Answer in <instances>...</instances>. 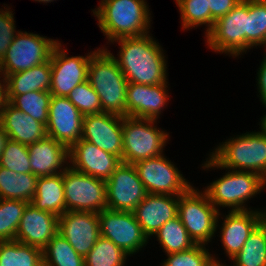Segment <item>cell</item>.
<instances>
[{
	"mask_svg": "<svg viewBox=\"0 0 266 266\" xmlns=\"http://www.w3.org/2000/svg\"><path fill=\"white\" fill-rule=\"evenodd\" d=\"M181 12L182 29H190L206 24V34L212 30V16L208 0H176Z\"/></svg>",
	"mask_w": 266,
	"mask_h": 266,
	"instance_id": "cell-36",
	"label": "cell"
},
{
	"mask_svg": "<svg viewBox=\"0 0 266 266\" xmlns=\"http://www.w3.org/2000/svg\"><path fill=\"white\" fill-rule=\"evenodd\" d=\"M167 84L168 82L158 85L128 82L126 116L157 120L170 97Z\"/></svg>",
	"mask_w": 266,
	"mask_h": 266,
	"instance_id": "cell-20",
	"label": "cell"
},
{
	"mask_svg": "<svg viewBox=\"0 0 266 266\" xmlns=\"http://www.w3.org/2000/svg\"><path fill=\"white\" fill-rule=\"evenodd\" d=\"M37 176L17 173L0 166V198L31 203L37 188Z\"/></svg>",
	"mask_w": 266,
	"mask_h": 266,
	"instance_id": "cell-27",
	"label": "cell"
},
{
	"mask_svg": "<svg viewBox=\"0 0 266 266\" xmlns=\"http://www.w3.org/2000/svg\"><path fill=\"white\" fill-rule=\"evenodd\" d=\"M43 266H85L72 245L57 232L42 250Z\"/></svg>",
	"mask_w": 266,
	"mask_h": 266,
	"instance_id": "cell-30",
	"label": "cell"
},
{
	"mask_svg": "<svg viewBox=\"0 0 266 266\" xmlns=\"http://www.w3.org/2000/svg\"><path fill=\"white\" fill-rule=\"evenodd\" d=\"M42 211L61 216L66 212L64 198L63 172L37 178L36 193L31 203Z\"/></svg>",
	"mask_w": 266,
	"mask_h": 266,
	"instance_id": "cell-25",
	"label": "cell"
},
{
	"mask_svg": "<svg viewBox=\"0 0 266 266\" xmlns=\"http://www.w3.org/2000/svg\"><path fill=\"white\" fill-rule=\"evenodd\" d=\"M83 118L81 112L67 97L51 96L46 125L48 137L70 149L82 138Z\"/></svg>",
	"mask_w": 266,
	"mask_h": 266,
	"instance_id": "cell-15",
	"label": "cell"
},
{
	"mask_svg": "<svg viewBox=\"0 0 266 266\" xmlns=\"http://www.w3.org/2000/svg\"><path fill=\"white\" fill-rule=\"evenodd\" d=\"M123 117L111 113L86 115L83 118V140L96 145L103 151L118 156L122 160Z\"/></svg>",
	"mask_w": 266,
	"mask_h": 266,
	"instance_id": "cell-16",
	"label": "cell"
},
{
	"mask_svg": "<svg viewBox=\"0 0 266 266\" xmlns=\"http://www.w3.org/2000/svg\"><path fill=\"white\" fill-rule=\"evenodd\" d=\"M179 196L147 194L132 211L147 238L178 216Z\"/></svg>",
	"mask_w": 266,
	"mask_h": 266,
	"instance_id": "cell-22",
	"label": "cell"
},
{
	"mask_svg": "<svg viewBox=\"0 0 266 266\" xmlns=\"http://www.w3.org/2000/svg\"><path fill=\"white\" fill-rule=\"evenodd\" d=\"M29 203L22 200L0 198V241H13Z\"/></svg>",
	"mask_w": 266,
	"mask_h": 266,
	"instance_id": "cell-35",
	"label": "cell"
},
{
	"mask_svg": "<svg viewBox=\"0 0 266 266\" xmlns=\"http://www.w3.org/2000/svg\"><path fill=\"white\" fill-rule=\"evenodd\" d=\"M66 211L99 213L107 208L106 181L76 171L69 166L63 171Z\"/></svg>",
	"mask_w": 266,
	"mask_h": 266,
	"instance_id": "cell-9",
	"label": "cell"
},
{
	"mask_svg": "<svg viewBox=\"0 0 266 266\" xmlns=\"http://www.w3.org/2000/svg\"><path fill=\"white\" fill-rule=\"evenodd\" d=\"M69 162L76 171L107 181L122 160L96 145L79 139L69 149Z\"/></svg>",
	"mask_w": 266,
	"mask_h": 266,
	"instance_id": "cell-18",
	"label": "cell"
},
{
	"mask_svg": "<svg viewBox=\"0 0 266 266\" xmlns=\"http://www.w3.org/2000/svg\"><path fill=\"white\" fill-rule=\"evenodd\" d=\"M147 191L133 164L121 163L106 181L107 209L132 212Z\"/></svg>",
	"mask_w": 266,
	"mask_h": 266,
	"instance_id": "cell-13",
	"label": "cell"
},
{
	"mask_svg": "<svg viewBox=\"0 0 266 266\" xmlns=\"http://www.w3.org/2000/svg\"><path fill=\"white\" fill-rule=\"evenodd\" d=\"M112 54L107 48L94 50L87 80L99 95L102 112L125 117L128 81Z\"/></svg>",
	"mask_w": 266,
	"mask_h": 266,
	"instance_id": "cell-4",
	"label": "cell"
},
{
	"mask_svg": "<svg viewBox=\"0 0 266 266\" xmlns=\"http://www.w3.org/2000/svg\"><path fill=\"white\" fill-rule=\"evenodd\" d=\"M52 73L51 62L6 77L7 95H21L32 91H49Z\"/></svg>",
	"mask_w": 266,
	"mask_h": 266,
	"instance_id": "cell-26",
	"label": "cell"
},
{
	"mask_svg": "<svg viewBox=\"0 0 266 266\" xmlns=\"http://www.w3.org/2000/svg\"><path fill=\"white\" fill-rule=\"evenodd\" d=\"M240 1L241 0H208L210 14L212 16V28L218 19L229 13Z\"/></svg>",
	"mask_w": 266,
	"mask_h": 266,
	"instance_id": "cell-41",
	"label": "cell"
},
{
	"mask_svg": "<svg viewBox=\"0 0 266 266\" xmlns=\"http://www.w3.org/2000/svg\"><path fill=\"white\" fill-rule=\"evenodd\" d=\"M266 47V0H248L247 50Z\"/></svg>",
	"mask_w": 266,
	"mask_h": 266,
	"instance_id": "cell-34",
	"label": "cell"
},
{
	"mask_svg": "<svg viewBox=\"0 0 266 266\" xmlns=\"http://www.w3.org/2000/svg\"><path fill=\"white\" fill-rule=\"evenodd\" d=\"M154 235L166 254L185 251L196 245L178 216L167 221Z\"/></svg>",
	"mask_w": 266,
	"mask_h": 266,
	"instance_id": "cell-31",
	"label": "cell"
},
{
	"mask_svg": "<svg viewBox=\"0 0 266 266\" xmlns=\"http://www.w3.org/2000/svg\"><path fill=\"white\" fill-rule=\"evenodd\" d=\"M209 266H226V265H223L222 262L220 263L219 260H217L215 257H213V261L210 263Z\"/></svg>",
	"mask_w": 266,
	"mask_h": 266,
	"instance_id": "cell-45",
	"label": "cell"
},
{
	"mask_svg": "<svg viewBox=\"0 0 266 266\" xmlns=\"http://www.w3.org/2000/svg\"><path fill=\"white\" fill-rule=\"evenodd\" d=\"M248 0H241L229 13L218 19L206 35L210 49L235 57L247 51ZM241 53V54H240Z\"/></svg>",
	"mask_w": 266,
	"mask_h": 266,
	"instance_id": "cell-10",
	"label": "cell"
},
{
	"mask_svg": "<svg viewBox=\"0 0 266 266\" xmlns=\"http://www.w3.org/2000/svg\"><path fill=\"white\" fill-rule=\"evenodd\" d=\"M0 166L17 173L32 174L27 145L9 139L0 155Z\"/></svg>",
	"mask_w": 266,
	"mask_h": 266,
	"instance_id": "cell-37",
	"label": "cell"
},
{
	"mask_svg": "<svg viewBox=\"0 0 266 266\" xmlns=\"http://www.w3.org/2000/svg\"><path fill=\"white\" fill-rule=\"evenodd\" d=\"M0 114L7 102L6 78L0 71Z\"/></svg>",
	"mask_w": 266,
	"mask_h": 266,
	"instance_id": "cell-43",
	"label": "cell"
},
{
	"mask_svg": "<svg viewBox=\"0 0 266 266\" xmlns=\"http://www.w3.org/2000/svg\"><path fill=\"white\" fill-rule=\"evenodd\" d=\"M0 266H43L42 250L16 240L0 241Z\"/></svg>",
	"mask_w": 266,
	"mask_h": 266,
	"instance_id": "cell-29",
	"label": "cell"
},
{
	"mask_svg": "<svg viewBox=\"0 0 266 266\" xmlns=\"http://www.w3.org/2000/svg\"><path fill=\"white\" fill-rule=\"evenodd\" d=\"M59 41L18 30L5 57L0 62V71L5 78L28 70L50 60L52 51Z\"/></svg>",
	"mask_w": 266,
	"mask_h": 266,
	"instance_id": "cell-8",
	"label": "cell"
},
{
	"mask_svg": "<svg viewBox=\"0 0 266 266\" xmlns=\"http://www.w3.org/2000/svg\"><path fill=\"white\" fill-rule=\"evenodd\" d=\"M59 217L28 204L21 218L15 240L43 250L58 232Z\"/></svg>",
	"mask_w": 266,
	"mask_h": 266,
	"instance_id": "cell-21",
	"label": "cell"
},
{
	"mask_svg": "<svg viewBox=\"0 0 266 266\" xmlns=\"http://www.w3.org/2000/svg\"><path fill=\"white\" fill-rule=\"evenodd\" d=\"M266 218V212L257 210L229 211L225 216L221 229V244L226 256L232 259L241 251L252 231Z\"/></svg>",
	"mask_w": 266,
	"mask_h": 266,
	"instance_id": "cell-19",
	"label": "cell"
},
{
	"mask_svg": "<svg viewBox=\"0 0 266 266\" xmlns=\"http://www.w3.org/2000/svg\"><path fill=\"white\" fill-rule=\"evenodd\" d=\"M12 12L9 7L5 11L0 9V62L5 57L14 37L18 34V31L17 33L15 31L14 14Z\"/></svg>",
	"mask_w": 266,
	"mask_h": 266,
	"instance_id": "cell-40",
	"label": "cell"
},
{
	"mask_svg": "<svg viewBox=\"0 0 266 266\" xmlns=\"http://www.w3.org/2000/svg\"><path fill=\"white\" fill-rule=\"evenodd\" d=\"M128 256L110 239L100 236L84 261L85 266H124Z\"/></svg>",
	"mask_w": 266,
	"mask_h": 266,
	"instance_id": "cell-33",
	"label": "cell"
},
{
	"mask_svg": "<svg viewBox=\"0 0 266 266\" xmlns=\"http://www.w3.org/2000/svg\"><path fill=\"white\" fill-rule=\"evenodd\" d=\"M61 43H57L52 51L51 62V85L52 96L67 97L68 94L80 83L87 80L88 67L93 52L86 56L67 57Z\"/></svg>",
	"mask_w": 266,
	"mask_h": 266,
	"instance_id": "cell-14",
	"label": "cell"
},
{
	"mask_svg": "<svg viewBox=\"0 0 266 266\" xmlns=\"http://www.w3.org/2000/svg\"><path fill=\"white\" fill-rule=\"evenodd\" d=\"M0 125L9 139L29 145L46 138V125L6 102L1 114Z\"/></svg>",
	"mask_w": 266,
	"mask_h": 266,
	"instance_id": "cell-24",
	"label": "cell"
},
{
	"mask_svg": "<svg viewBox=\"0 0 266 266\" xmlns=\"http://www.w3.org/2000/svg\"><path fill=\"white\" fill-rule=\"evenodd\" d=\"M260 125L266 131V114L263 117H261Z\"/></svg>",
	"mask_w": 266,
	"mask_h": 266,
	"instance_id": "cell-46",
	"label": "cell"
},
{
	"mask_svg": "<svg viewBox=\"0 0 266 266\" xmlns=\"http://www.w3.org/2000/svg\"><path fill=\"white\" fill-rule=\"evenodd\" d=\"M220 211L203 191L191 187L179 195L178 217L196 244H208L217 231Z\"/></svg>",
	"mask_w": 266,
	"mask_h": 266,
	"instance_id": "cell-7",
	"label": "cell"
},
{
	"mask_svg": "<svg viewBox=\"0 0 266 266\" xmlns=\"http://www.w3.org/2000/svg\"><path fill=\"white\" fill-rule=\"evenodd\" d=\"M114 42H118L120 51L117 54L119 57L112 56L128 82L143 85L167 82L164 50L150 34L121 38Z\"/></svg>",
	"mask_w": 266,
	"mask_h": 266,
	"instance_id": "cell-1",
	"label": "cell"
},
{
	"mask_svg": "<svg viewBox=\"0 0 266 266\" xmlns=\"http://www.w3.org/2000/svg\"><path fill=\"white\" fill-rule=\"evenodd\" d=\"M266 180L254 172L229 170L218 180L204 189L211 204L232 208L230 210H248L245 203L265 188Z\"/></svg>",
	"mask_w": 266,
	"mask_h": 266,
	"instance_id": "cell-6",
	"label": "cell"
},
{
	"mask_svg": "<svg viewBox=\"0 0 266 266\" xmlns=\"http://www.w3.org/2000/svg\"><path fill=\"white\" fill-rule=\"evenodd\" d=\"M58 232L85 257L100 237L98 213L66 211L59 216Z\"/></svg>",
	"mask_w": 266,
	"mask_h": 266,
	"instance_id": "cell-17",
	"label": "cell"
},
{
	"mask_svg": "<svg viewBox=\"0 0 266 266\" xmlns=\"http://www.w3.org/2000/svg\"><path fill=\"white\" fill-rule=\"evenodd\" d=\"M51 96L49 91H32L21 95H7V101L35 120L47 125Z\"/></svg>",
	"mask_w": 266,
	"mask_h": 266,
	"instance_id": "cell-32",
	"label": "cell"
},
{
	"mask_svg": "<svg viewBox=\"0 0 266 266\" xmlns=\"http://www.w3.org/2000/svg\"><path fill=\"white\" fill-rule=\"evenodd\" d=\"M67 98L83 116L102 113L99 95L88 80L78 84Z\"/></svg>",
	"mask_w": 266,
	"mask_h": 266,
	"instance_id": "cell-38",
	"label": "cell"
},
{
	"mask_svg": "<svg viewBox=\"0 0 266 266\" xmlns=\"http://www.w3.org/2000/svg\"><path fill=\"white\" fill-rule=\"evenodd\" d=\"M9 141V136L0 125V155L4 150L6 143Z\"/></svg>",
	"mask_w": 266,
	"mask_h": 266,
	"instance_id": "cell-44",
	"label": "cell"
},
{
	"mask_svg": "<svg viewBox=\"0 0 266 266\" xmlns=\"http://www.w3.org/2000/svg\"><path fill=\"white\" fill-rule=\"evenodd\" d=\"M27 148L31 172L37 177L61 173L69 166V148L54 138L47 136L41 141L27 145Z\"/></svg>",
	"mask_w": 266,
	"mask_h": 266,
	"instance_id": "cell-23",
	"label": "cell"
},
{
	"mask_svg": "<svg viewBox=\"0 0 266 266\" xmlns=\"http://www.w3.org/2000/svg\"><path fill=\"white\" fill-rule=\"evenodd\" d=\"M133 165L148 194L179 196L192 187L164 154L139 160Z\"/></svg>",
	"mask_w": 266,
	"mask_h": 266,
	"instance_id": "cell-11",
	"label": "cell"
},
{
	"mask_svg": "<svg viewBox=\"0 0 266 266\" xmlns=\"http://www.w3.org/2000/svg\"><path fill=\"white\" fill-rule=\"evenodd\" d=\"M157 120L125 116L122 123V162L134 164L163 154L169 139L164 130L157 129Z\"/></svg>",
	"mask_w": 266,
	"mask_h": 266,
	"instance_id": "cell-5",
	"label": "cell"
},
{
	"mask_svg": "<svg viewBox=\"0 0 266 266\" xmlns=\"http://www.w3.org/2000/svg\"><path fill=\"white\" fill-rule=\"evenodd\" d=\"M231 260L234 266H266V218L252 231L241 251Z\"/></svg>",
	"mask_w": 266,
	"mask_h": 266,
	"instance_id": "cell-28",
	"label": "cell"
},
{
	"mask_svg": "<svg viewBox=\"0 0 266 266\" xmlns=\"http://www.w3.org/2000/svg\"><path fill=\"white\" fill-rule=\"evenodd\" d=\"M147 5L145 0H101L93 14L100 30L113 42L149 33L151 14Z\"/></svg>",
	"mask_w": 266,
	"mask_h": 266,
	"instance_id": "cell-3",
	"label": "cell"
},
{
	"mask_svg": "<svg viewBox=\"0 0 266 266\" xmlns=\"http://www.w3.org/2000/svg\"><path fill=\"white\" fill-rule=\"evenodd\" d=\"M262 64L259 67L258 70V79H257V85H258V90H259V97L262 102L266 106V53L264 56L263 61L261 62ZM266 108V107H265Z\"/></svg>",
	"mask_w": 266,
	"mask_h": 266,
	"instance_id": "cell-42",
	"label": "cell"
},
{
	"mask_svg": "<svg viewBox=\"0 0 266 266\" xmlns=\"http://www.w3.org/2000/svg\"><path fill=\"white\" fill-rule=\"evenodd\" d=\"M208 251L204 244H196L188 250L167 254L162 266H209L213 255Z\"/></svg>",
	"mask_w": 266,
	"mask_h": 266,
	"instance_id": "cell-39",
	"label": "cell"
},
{
	"mask_svg": "<svg viewBox=\"0 0 266 266\" xmlns=\"http://www.w3.org/2000/svg\"><path fill=\"white\" fill-rule=\"evenodd\" d=\"M98 220L100 236L110 239L129 256L141 250L149 241L133 212L106 208L98 213Z\"/></svg>",
	"mask_w": 266,
	"mask_h": 266,
	"instance_id": "cell-12",
	"label": "cell"
},
{
	"mask_svg": "<svg viewBox=\"0 0 266 266\" xmlns=\"http://www.w3.org/2000/svg\"><path fill=\"white\" fill-rule=\"evenodd\" d=\"M35 1H38V2H43V3H51V2H53L54 0H35Z\"/></svg>",
	"mask_w": 266,
	"mask_h": 266,
	"instance_id": "cell-47",
	"label": "cell"
},
{
	"mask_svg": "<svg viewBox=\"0 0 266 266\" xmlns=\"http://www.w3.org/2000/svg\"><path fill=\"white\" fill-rule=\"evenodd\" d=\"M231 137L211 152L202 168L249 171L266 180V131Z\"/></svg>",
	"mask_w": 266,
	"mask_h": 266,
	"instance_id": "cell-2",
	"label": "cell"
}]
</instances>
